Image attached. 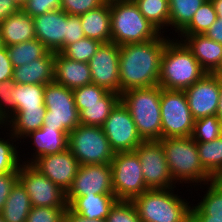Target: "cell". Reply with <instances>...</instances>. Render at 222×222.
I'll use <instances>...</instances> for the list:
<instances>
[{
    "mask_svg": "<svg viewBox=\"0 0 222 222\" xmlns=\"http://www.w3.org/2000/svg\"><path fill=\"white\" fill-rule=\"evenodd\" d=\"M205 35L208 38L222 44V17H218Z\"/></svg>",
    "mask_w": 222,
    "mask_h": 222,
    "instance_id": "49",
    "label": "cell"
},
{
    "mask_svg": "<svg viewBox=\"0 0 222 222\" xmlns=\"http://www.w3.org/2000/svg\"><path fill=\"white\" fill-rule=\"evenodd\" d=\"M55 52H48L44 57L29 64L13 68V81L17 84L46 85L54 81Z\"/></svg>",
    "mask_w": 222,
    "mask_h": 222,
    "instance_id": "22",
    "label": "cell"
},
{
    "mask_svg": "<svg viewBox=\"0 0 222 222\" xmlns=\"http://www.w3.org/2000/svg\"><path fill=\"white\" fill-rule=\"evenodd\" d=\"M139 156L148 189H169L176 183L169 172L164 149L159 141H143L134 150Z\"/></svg>",
    "mask_w": 222,
    "mask_h": 222,
    "instance_id": "12",
    "label": "cell"
},
{
    "mask_svg": "<svg viewBox=\"0 0 222 222\" xmlns=\"http://www.w3.org/2000/svg\"><path fill=\"white\" fill-rule=\"evenodd\" d=\"M177 37H180L206 73L212 74L217 69L222 59V44L208 38L205 34Z\"/></svg>",
    "mask_w": 222,
    "mask_h": 222,
    "instance_id": "20",
    "label": "cell"
},
{
    "mask_svg": "<svg viewBox=\"0 0 222 222\" xmlns=\"http://www.w3.org/2000/svg\"><path fill=\"white\" fill-rule=\"evenodd\" d=\"M212 74L218 76L219 78H222V59L217 69Z\"/></svg>",
    "mask_w": 222,
    "mask_h": 222,
    "instance_id": "55",
    "label": "cell"
},
{
    "mask_svg": "<svg viewBox=\"0 0 222 222\" xmlns=\"http://www.w3.org/2000/svg\"><path fill=\"white\" fill-rule=\"evenodd\" d=\"M16 88L13 79L0 82V126H3L16 112L12 90Z\"/></svg>",
    "mask_w": 222,
    "mask_h": 222,
    "instance_id": "40",
    "label": "cell"
},
{
    "mask_svg": "<svg viewBox=\"0 0 222 222\" xmlns=\"http://www.w3.org/2000/svg\"><path fill=\"white\" fill-rule=\"evenodd\" d=\"M12 1L21 9L28 0H12Z\"/></svg>",
    "mask_w": 222,
    "mask_h": 222,
    "instance_id": "56",
    "label": "cell"
},
{
    "mask_svg": "<svg viewBox=\"0 0 222 222\" xmlns=\"http://www.w3.org/2000/svg\"><path fill=\"white\" fill-rule=\"evenodd\" d=\"M21 9L34 18L61 9V0H28Z\"/></svg>",
    "mask_w": 222,
    "mask_h": 222,
    "instance_id": "44",
    "label": "cell"
},
{
    "mask_svg": "<svg viewBox=\"0 0 222 222\" xmlns=\"http://www.w3.org/2000/svg\"><path fill=\"white\" fill-rule=\"evenodd\" d=\"M142 15L160 32L169 31L170 7L169 0H133ZM166 27V28H165ZM168 29V31L164 30ZM162 30V31H161Z\"/></svg>",
    "mask_w": 222,
    "mask_h": 222,
    "instance_id": "30",
    "label": "cell"
},
{
    "mask_svg": "<svg viewBox=\"0 0 222 222\" xmlns=\"http://www.w3.org/2000/svg\"><path fill=\"white\" fill-rule=\"evenodd\" d=\"M102 43L87 37L69 44L61 53L74 61L88 63Z\"/></svg>",
    "mask_w": 222,
    "mask_h": 222,
    "instance_id": "38",
    "label": "cell"
},
{
    "mask_svg": "<svg viewBox=\"0 0 222 222\" xmlns=\"http://www.w3.org/2000/svg\"><path fill=\"white\" fill-rule=\"evenodd\" d=\"M203 168L215 177L222 170V135L210 142H196Z\"/></svg>",
    "mask_w": 222,
    "mask_h": 222,
    "instance_id": "34",
    "label": "cell"
},
{
    "mask_svg": "<svg viewBox=\"0 0 222 222\" xmlns=\"http://www.w3.org/2000/svg\"><path fill=\"white\" fill-rule=\"evenodd\" d=\"M206 0H169L170 30L180 33L192 20L195 12Z\"/></svg>",
    "mask_w": 222,
    "mask_h": 222,
    "instance_id": "31",
    "label": "cell"
},
{
    "mask_svg": "<svg viewBox=\"0 0 222 222\" xmlns=\"http://www.w3.org/2000/svg\"><path fill=\"white\" fill-rule=\"evenodd\" d=\"M0 129L1 131L4 130L5 133L8 134L5 136L3 131L0 132V136L1 133L4 135V138H2L3 136L0 137V174L18 172L21 164V157H23L25 153L23 155L19 154L20 149L18 148L20 143L17 142L16 144V141L18 140L10 132H8V130L6 132V128L4 126H0Z\"/></svg>",
    "mask_w": 222,
    "mask_h": 222,
    "instance_id": "33",
    "label": "cell"
},
{
    "mask_svg": "<svg viewBox=\"0 0 222 222\" xmlns=\"http://www.w3.org/2000/svg\"><path fill=\"white\" fill-rule=\"evenodd\" d=\"M106 222H141L132 201L117 200L110 208Z\"/></svg>",
    "mask_w": 222,
    "mask_h": 222,
    "instance_id": "39",
    "label": "cell"
},
{
    "mask_svg": "<svg viewBox=\"0 0 222 222\" xmlns=\"http://www.w3.org/2000/svg\"><path fill=\"white\" fill-rule=\"evenodd\" d=\"M217 19L213 2L206 0L195 12L191 22L177 35L205 34Z\"/></svg>",
    "mask_w": 222,
    "mask_h": 222,
    "instance_id": "35",
    "label": "cell"
},
{
    "mask_svg": "<svg viewBox=\"0 0 222 222\" xmlns=\"http://www.w3.org/2000/svg\"><path fill=\"white\" fill-rule=\"evenodd\" d=\"M204 186L202 188V185H200V188L203 190L206 188V191L203 192L205 194L195 205L209 216V220L222 221V188L213 180L206 182Z\"/></svg>",
    "mask_w": 222,
    "mask_h": 222,
    "instance_id": "36",
    "label": "cell"
},
{
    "mask_svg": "<svg viewBox=\"0 0 222 222\" xmlns=\"http://www.w3.org/2000/svg\"><path fill=\"white\" fill-rule=\"evenodd\" d=\"M215 116L222 122V78H220L219 104Z\"/></svg>",
    "mask_w": 222,
    "mask_h": 222,
    "instance_id": "52",
    "label": "cell"
},
{
    "mask_svg": "<svg viewBox=\"0 0 222 222\" xmlns=\"http://www.w3.org/2000/svg\"><path fill=\"white\" fill-rule=\"evenodd\" d=\"M175 188L149 189L134 198L141 222H190L191 204Z\"/></svg>",
    "mask_w": 222,
    "mask_h": 222,
    "instance_id": "6",
    "label": "cell"
},
{
    "mask_svg": "<svg viewBox=\"0 0 222 222\" xmlns=\"http://www.w3.org/2000/svg\"><path fill=\"white\" fill-rule=\"evenodd\" d=\"M168 163L169 172L177 185L194 187L212 181L213 177L203 168L196 141L192 137H171L159 140ZM196 183V184H195Z\"/></svg>",
    "mask_w": 222,
    "mask_h": 222,
    "instance_id": "3",
    "label": "cell"
},
{
    "mask_svg": "<svg viewBox=\"0 0 222 222\" xmlns=\"http://www.w3.org/2000/svg\"><path fill=\"white\" fill-rule=\"evenodd\" d=\"M0 35L4 46L35 39L33 18L19 9L0 23Z\"/></svg>",
    "mask_w": 222,
    "mask_h": 222,
    "instance_id": "23",
    "label": "cell"
},
{
    "mask_svg": "<svg viewBox=\"0 0 222 222\" xmlns=\"http://www.w3.org/2000/svg\"><path fill=\"white\" fill-rule=\"evenodd\" d=\"M160 97L159 85L126 90L120 95L143 141L161 140Z\"/></svg>",
    "mask_w": 222,
    "mask_h": 222,
    "instance_id": "4",
    "label": "cell"
},
{
    "mask_svg": "<svg viewBox=\"0 0 222 222\" xmlns=\"http://www.w3.org/2000/svg\"><path fill=\"white\" fill-rule=\"evenodd\" d=\"M119 101V94L108 91L101 98V103L83 104V110L79 111L80 124L102 127Z\"/></svg>",
    "mask_w": 222,
    "mask_h": 222,
    "instance_id": "28",
    "label": "cell"
},
{
    "mask_svg": "<svg viewBox=\"0 0 222 222\" xmlns=\"http://www.w3.org/2000/svg\"><path fill=\"white\" fill-rule=\"evenodd\" d=\"M13 68L29 64L32 61L44 57L49 50L38 40L6 46Z\"/></svg>",
    "mask_w": 222,
    "mask_h": 222,
    "instance_id": "29",
    "label": "cell"
},
{
    "mask_svg": "<svg viewBox=\"0 0 222 222\" xmlns=\"http://www.w3.org/2000/svg\"><path fill=\"white\" fill-rule=\"evenodd\" d=\"M117 201L114 194H96L77 197L68 207L87 219H106Z\"/></svg>",
    "mask_w": 222,
    "mask_h": 222,
    "instance_id": "25",
    "label": "cell"
},
{
    "mask_svg": "<svg viewBox=\"0 0 222 222\" xmlns=\"http://www.w3.org/2000/svg\"><path fill=\"white\" fill-rule=\"evenodd\" d=\"M18 180L25 187L33 207H68L66 191L31 164H20Z\"/></svg>",
    "mask_w": 222,
    "mask_h": 222,
    "instance_id": "11",
    "label": "cell"
},
{
    "mask_svg": "<svg viewBox=\"0 0 222 222\" xmlns=\"http://www.w3.org/2000/svg\"><path fill=\"white\" fill-rule=\"evenodd\" d=\"M68 135L69 133L54 130L52 128H48L47 126H42L40 129L30 132L25 136L22 142H26L24 140L30 138L28 140L31 141L28 142H32L31 145H34L33 150L35 152L33 154L31 153L32 158L23 157V160H25L23 161L21 159V163L32 164L38 157L58 154L65 151L68 149Z\"/></svg>",
    "mask_w": 222,
    "mask_h": 222,
    "instance_id": "19",
    "label": "cell"
},
{
    "mask_svg": "<svg viewBox=\"0 0 222 222\" xmlns=\"http://www.w3.org/2000/svg\"><path fill=\"white\" fill-rule=\"evenodd\" d=\"M64 222H106V219H87L67 207L64 211Z\"/></svg>",
    "mask_w": 222,
    "mask_h": 222,
    "instance_id": "50",
    "label": "cell"
},
{
    "mask_svg": "<svg viewBox=\"0 0 222 222\" xmlns=\"http://www.w3.org/2000/svg\"><path fill=\"white\" fill-rule=\"evenodd\" d=\"M222 135V122L210 115L194 121V129L191 135L196 142H210Z\"/></svg>",
    "mask_w": 222,
    "mask_h": 222,
    "instance_id": "37",
    "label": "cell"
},
{
    "mask_svg": "<svg viewBox=\"0 0 222 222\" xmlns=\"http://www.w3.org/2000/svg\"><path fill=\"white\" fill-rule=\"evenodd\" d=\"M13 78V66L11 64L6 46L0 48V82Z\"/></svg>",
    "mask_w": 222,
    "mask_h": 222,
    "instance_id": "47",
    "label": "cell"
},
{
    "mask_svg": "<svg viewBox=\"0 0 222 222\" xmlns=\"http://www.w3.org/2000/svg\"><path fill=\"white\" fill-rule=\"evenodd\" d=\"M160 33L143 43L119 46L120 95L126 90L158 85L161 58L170 36ZM170 37V38H169Z\"/></svg>",
    "mask_w": 222,
    "mask_h": 222,
    "instance_id": "1",
    "label": "cell"
},
{
    "mask_svg": "<svg viewBox=\"0 0 222 222\" xmlns=\"http://www.w3.org/2000/svg\"><path fill=\"white\" fill-rule=\"evenodd\" d=\"M31 165L66 192L80 167L69 149L58 154L38 157Z\"/></svg>",
    "mask_w": 222,
    "mask_h": 222,
    "instance_id": "17",
    "label": "cell"
},
{
    "mask_svg": "<svg viewBox=\"0 0 222 222\" xmlns=\"http://www.w3.org/2000/svg\"><path fill=\"white\" fill-rule=\"evenodd\" d=\"M44 105L46 114L42 126L70 133L79 122V112L71 89L57 82L45 85Z\"/></svg>",
    "mask_w": 222,
    "mask_h": 222,
    "instance_id": "8",
    "label": "cell"
},
{
    "mask_svg": "<svg viewBox=\"0 0 222 222\" xmlns=\"http://www.w3.org/2000/svg\"><path fill=\"white\" fill-rule=\"evenodd\" d=\"M174 37L165 45L158 85L167 90H185L207 73L186 45Z\"/></svg>",
    "mask_w": 222,
    "mask_h": 222,
    "instance_id": "2",
    "label": "cell"
},
{
    "mask_svg": "<svg viewBox=\"0 0 222 222\" xmlns=\"http://www.w3.org/2000/svg\"><path fill=\"white\" fill-rule=\"evenodd\" d=\"M190 222H222L219 220H209L207 216L197 205L191 202V221Z\"/></svg>",
    "mask_w": 222,
    "mask_h": 222,
    "instance_id": "51",
    "label": "cell"
},
{
    "mask_svg": "<svg viewBox=\"0 0 222 222\" xmlns=\"http://www.w3.org/2000/svg\"><path fill=\"white\" fill-rule=\"evenodd\" d=\"M31 207L29 195L18 180L12 187L0 214L5 222H26Z\"/></svg>",
    "mask_w": 222,
    "mask_h": 222,
    "instance_id": "27",
    "label": "cell"
},
{
    "mask_svg": "<svg viewBox=\"0 0 222 222\" xmlns=\"http://www.w3.org/2000/svg\"><path fill=\"white\" fill-rule=\"evenodd\" d=\"M0 222H5L1 214H0Z\"/></svg>",
    "mask_w": 222,
    "mask_h": 222,
    "instance_id": "58",
    "label": "cell"
},
{
    "mask_svg": "<svg viewBox=\"0 0 222 222\" xmlns=\"http://www.w3.org/2000/svg\"><path fill=\"white\" fill-rule=\"evenodd\" d=\"M54 82L71 90L92 83L89 64L71 60L57 52L54 58Z\"/></svg>",
    "mask_w": 222,
    "mask_h": 222,
    "instance_id": "21",
    "label": "cell"
},
{
    "mask_svg": "<svg viewBox=\"0 0 222 222\" xmlns=\"http://www.w3.org/2000/svg\"><path fill=\"white\" fill-rule=\"evenodd\" d=\"M67 207H31L26 222H64Z\"/></svg>",
    "mask_w": 222,
    "mask_h": 222,
    "instance_id": "42",
    "label": "cell"
},
{
    "mask_svg": "<svg viewBox=\"0 0 222 222\" xmlns=\"http://www.w3.org/2000/svg\"><path fill=\"white\" fill-rule=\"evenodd\" d=\"M114 194L111 164L80 165L71 187L66 192L68 206L85 195Z\"/></svg>",
    "mask_w": 222,
    "mask_h": 222,
    "instance_id": "14",
    "label": "cell"
},
{
    "mask_svg": "<svg viewBox=\"0 0 222 222\" xmlns=\"http://www.w3.org/2000/svg\"><path fill=\"white\" fill-rule=\"evenodd\" d=\"M45 114L46 109H16L3 126L21 143L26 135L42 127Z\"/></svg>",
    "mask_w": 222,
    "mask_h": 222,
    "instance_id": "26",
    "label": "cell"
},
{
    "mask_svg": "<svg viewBox=\"0 0 222 222\" xmlns=\"http://www.w3.org/2000/svg\"><path fill=\"white\" fill-rule=\"evenodd\" d=\"M119 57V45L102 43L88 64L93 84L120 95Z\"/></svg>",
    "mask_w": 222,
    "mask_h": 222,
    "instance_id": "15",
    "label": "cell"
},
{
    "mask_svg": "<svg viewBox=\"0 0 222 222\" xmlns=\"http://www.w3.org/2000/svg\"><path fill=\"white\" fill-rule=\"evenodd\" d=\"M68 149L80 165L108 164L115 155L99 126L78 125L68 135Z\"/></svg>",
    "mask_w": 222,
    "mask_h": 222,
    "instance_id": "7",
    "label": "cell"
},
{
    "mask_svg": "<svg viewBox=\"0 0 222 222\" xmlns=\"http://www.w3.org/2000/svg\"><path fill=\"white\" fill-rule=\"evenodd\" d=\"M107 0H61V10L68 15L80 16L103 5Z\"/></svg>",
    "mask_w": 222,
    "mask_h": 222,
    "instance_id": "43",
    "label": "cell"
},
{
    "mask_svg": "<svg viewBox=\"0 0 222 222\" xmlns=\"http://www.w3.org/2000/svg\"><path fill=\"white\" fill-rule=\"evenodd\" d=\"M220 78L205 74L184 91L194 120L215 115L219 104Z\"/></svg>",
    "mask_w": 222,
    "mask_h": 222,
    "instance_id": "16",
    "label": "cell"
},
{
    "mask_svg": "<svg viewBox=\"0 0 222 222\" xmlns=\"http://www.w3.org/2000/svg\"><path fill=\"white\" fill-rule=\"evenodd\" d=\"M110 164L113 192L117 200L132 201L149 190L143 178L139 156L135 151L115 153Z\"/></svg>",
    "mask_w": 222,
    "mask_h": 222,
    "instance_id": "10",
    "label": "cell"
},
{
    "mask_svg": "<svg viewBox=\"0 0 222 222\" xmlns=\"http://www.w3.org/2000/svg\"><path fill=\"white\" fill-rule=\"evenodd\" d=\"M19 9L12 0H0V23Z\"/></svg>",
    "mask_w": 222,
    "mask_h": 222,
    "instance_id": "48",
    "label": "cell"
},
{
    "mask_svg": "<svg viewBox=\"0 0 222 222\" xmlns=\"http://www.w3.org/2000/svg\"><path fill=\"white\" fill-rule=\"evenodd\" d=\"M102 129L115 153L132 152L143 142L129 110L121 101L112 109Z\"/></svg>",
    "mask_w": 222,
    "mask_h": 222,
    "instance_id": "13",
    "label": "cell"
},
{
    "mask_svg": "<svg viewBox=\"0 0 222 222\" xmlns=\"http://www.w3.org/2000/svg\"><path fill=\"white\" fill-rule=\"evenodd\" d=\"M78 112L83 104L101 103V98L108 92L105 88L90 83L72 90Z\"/></svg>",
    "mask_w": 222,
    "mask_h": 222,
    "instance_id": "41",
    "label": "cell"
},
{
    "mask_svg": "<svg viewBox=\"0 0 222 222\" xmlns=\"http://www.w3.org/2000/svg\"><path fill=\"white\" fill-rule=\"evenodd\" d=\"M4 45H3V42H2V38H1V35H0V48H2Z\"/></svg>",
    "mask_w": 222,
    "mask_h": 222,
    "instance_id": "57",
    "label": "cell"
},
{
    "mask_svg": "<svg viewBox=\"0 0 222 222\" xmlns=\"http://www.w3.org/2000/svg\"><path fill=\"white\" fill-rule=\"evenodd\" d=\"M161 139L190 137L194 119L183 90L161 88Z\"/></svg>",
    "mask_w": 222,
    "mask_h": 222,
    "instance_id": "9",
    "label": "cell"
},
{
    "mask_svg": "<svg viewBox=\"0 0 222 222\" xmlns=\"http://www.w3.org/2000/svg\"><path fill=\"white\" fill-rule=\"evenodd\" d=\"M35 36L50 52L65 49L66 13L59 9L33 18Z\"/></svg>",
    "mask_w": 222,
    "mask_h": 222,
    "instance_id": "18",
    "label": "cell"
},
{
    "mask_svg": "<svg viewBox=\"0 0 222 222\" xmlns=\"http://www.w3.org/2000/svg\"><path fill=\"white\" fill-rule=\"evenodd\" d=\"M111 42L121 46L155 39L161 32L139 11L133 0H110Z\"/></svg>",
    "mask_w": 222,
    "mask_h": 222,
    "instance_id": "5",
    "label": "cell"
},
{
    "mask_svg": "<svg viewBox=\"0 0 222 222\" xmlns=\"http://www.w3.org/2000/svg\"><path fill=\"white\" fill-rule=\"evenodd\" d=\"M213 181L222 188V170L213 177Z\"/></svg>",
    "mask_w": 222,
    "mask_h": 222,
    "instance_id": "54",
    "label": "cell"
},
{
    "mask_svg": "<svg viewBox=\"0 0 222 222\" xmlns=\"http://www.w3.org/2000/svg\"><path fill=\"white\" fill-rule=\"evenodd\" d=\"M214 4L217 17H222V0H211Z\"/></svg>",
    "mask_w": 222,
    "mask_h": 222,
    "instance_id": "53",
    "label": "cell"
},
{
    "mask_svg": "<svg viewBox=\"0 0 222 222\" xmlns=\"http://www.w3.org/2000/svg\"><path fill=\"white\" fill-rule=\"evenodd\" d=\"M85 37L101 43L111 42L110 0L79 16Z\"/></svg>",
    "mask_w": 222,
    "mask_h": 222,
    "instance_id": "24",
    "label": "cell"
},
{
    "mask_svg": "<svg viewBox=\"0 0 222 222\" xmlns=\"http://www.w3.org/2000/svg\"><path fill=\"white\" fill-rule=\"evenodd\" d=\"M45 85L17 84L12 90L16 109H46L44 105Z\"/></svg>",
    "mask_w": 222,
    "mask_h": 222,
    "instance_id": "32",
    "label": "cell"
},
{
    "mask_svg": "<svg viewBox=\"0 0 222 222\" xmlns=\"http://www.w3.org/2000/svg\"><path fill=\"white\" fill-rule=\"evenodd\" d=\"M85 37L84 30L80 22L79 16L68 15L66 13V37L65 48L74 42H77Z\"/></svg>",
    "mask_w": 222,
    "mask_h": 222,
    "instance_id": "45",
    "label": "cell"
},
{
    "mask_svg": "<svg viewBox=\"0 0 222 222\" xmlns=\"http://www.w3.org/2000/svg\"><path fill=\"white\" fill-rule=\"evenodd\" d=\"M18 181V172L0 174V213L5 206L6 200L12 187Z\"/></svg>",
    "mask_w": 222,
    "mask_h": 222,
    "instance_id": "46",
    "label": "cell"
}]
</instances>
